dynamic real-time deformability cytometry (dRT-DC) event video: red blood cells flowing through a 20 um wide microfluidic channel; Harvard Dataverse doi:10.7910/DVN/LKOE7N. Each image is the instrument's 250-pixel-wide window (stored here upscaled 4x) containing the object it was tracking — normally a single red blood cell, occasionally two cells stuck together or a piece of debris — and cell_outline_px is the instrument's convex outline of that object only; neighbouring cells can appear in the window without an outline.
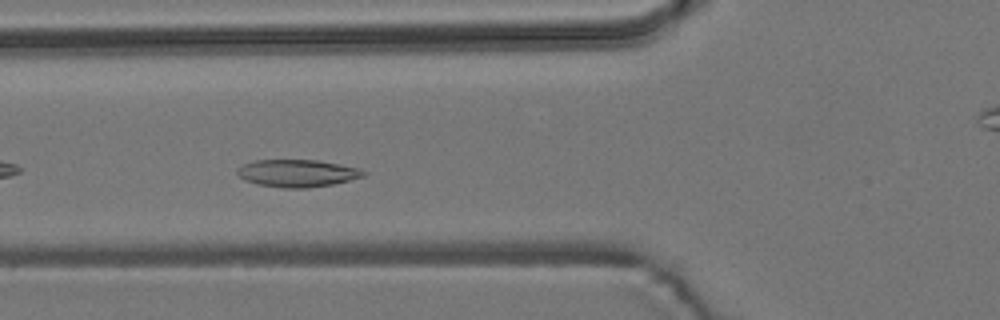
{"species": "common noctule bat (a hibernating species)", "species_latin": "Nyctalus noctula", "temperature_condition": "room temperature", "stored_images_in_passage": 28, "camera_frame_rate_fps": 3000, "um_per_image_px": 0.085, "animal": {"sex": "male", "body_mass_g": 19.2, "forearm_length_mm": 51.8}, "frame": {"image": 1, "passage_image": 6, "time_ms": 1.667, "image_size_px": [1000, 320], "cell_outline_px": [[368, 172], [364, 176], [332, 184], [308, 188], [284, 188], [256, 184], [240, 176], [236, 172], [236, 168], [244, 164], [256, 160], [316, 160], [340, 164], [360, 168]], "centroid_in_image_um": [25.29, 14.72], "position_along_channel_um": 100.5, "area_um2": 20.06}}
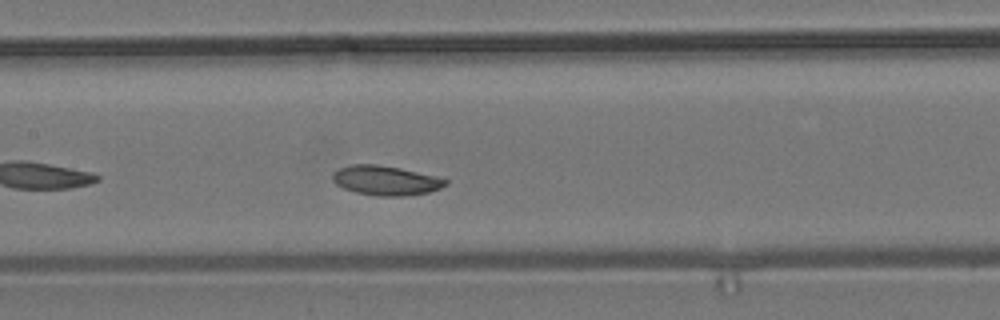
{"frame": {"image": 2, "passage_image": 12, "time_ms": 3.667, "image_size_px": [1000, 320], "cell_outline_px": [[448, 184], [440, 188], [428, 192], [404, 196], [376, 196], [356, 192], [344, 188], [336, 184], [332, 180], [332, 176], [340, 168], [352, 164], [376, 164], [400, 168], [436, 176], [448, 180]], "centroid_in_image_um": [32.8, 15.34], "position_along_channel_um": 174.6, "area_um2": 19.31}}
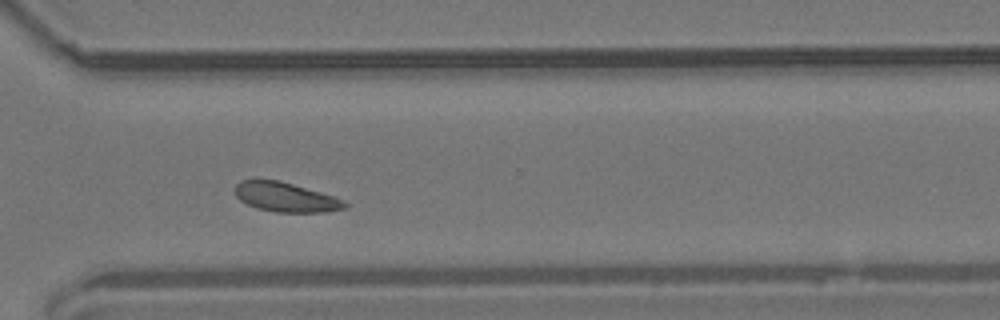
{"frame": {"image": 3, "passage_image": 26, "time_ms": 8.333, "image_size_px": [1000, 320], "cell_outline_px": [[348, 208], [324, 212], [276, 212], [256, 208], [240, 200], [236, 196], [236, 184], [240, 180], [280, 180], [336, 196], [344, 200], [348, 204]], "centroid_in_image_um": [24.34, 16.76], "position_along_channel_um": 346.3, "area_um2": 18.96}, "authors_computed_cell_mechanics": {"area_um2": 19.0451, "velocity_mm_per_s": 3.683, "shape_relaxation_time_tau1_ms": 2.9135, "shape_relaxation_time_tau2_ms": null, "deformation_change_tau1": 0.0879, "deformation_change_tau2": null}}